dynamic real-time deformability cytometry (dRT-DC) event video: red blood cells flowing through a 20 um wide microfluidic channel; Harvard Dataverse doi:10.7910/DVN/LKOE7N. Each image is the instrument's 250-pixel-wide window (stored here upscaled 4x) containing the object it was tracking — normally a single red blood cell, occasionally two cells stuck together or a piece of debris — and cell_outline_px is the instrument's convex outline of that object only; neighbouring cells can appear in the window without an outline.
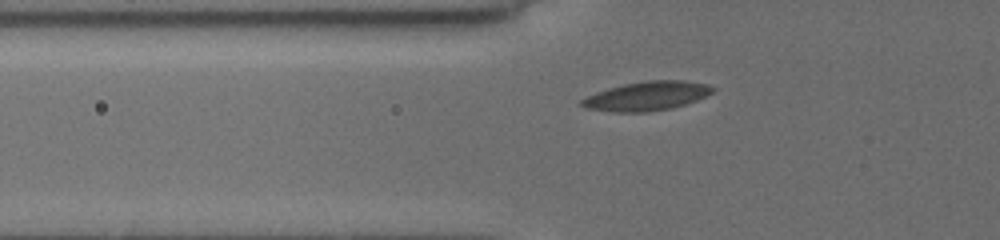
{"species": "common noctule bat (a hibernating species)", "species_latin": "Nyctalus noctula", "temperature_condition": "cold", "stored_images_in_passage": 34, "camera_frame_rate_fps": 3000, "um_per_image_px": 0.085, "animal": {"sex": "female", "body_mass_g": 19.5, "forearm_length_mm": 54.1}, "frame": {"image": 1, "passage_image": 2, "time_ms": 0.333, "image_size_px": [1000, 240], "cell_outline_px": [[716, 88], [712, 92], [696, 100], [672, 108], [648, 112], [612, 112], [584, 108], [576, 104], [580, 100], [596, 92], [608, 88], [624, 84], [648, 80], [684, 80], [708, 84]], "centroid_in_image_um": [54.93, 8.17], "position_along_channel_um": 70.9, "area_um2": 22.31}}
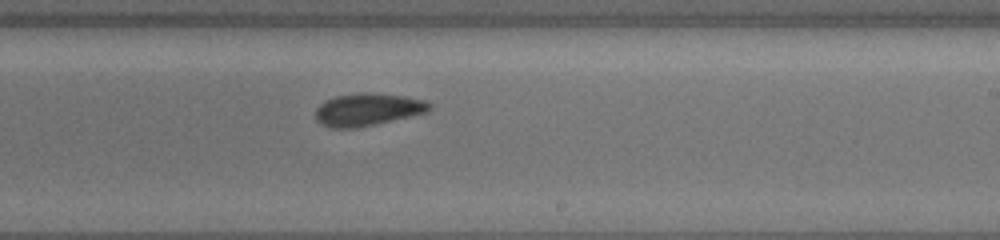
{"frame": {"image": 2, "passage_image": 17, "time_ms": 5.333, "image_size_px": [1000, 240], "cell_outline_px": [[432, 108], [428, 112], [376, 124], [356, 128], [332, 128], [316, 120], [316, 108], [324, 100], [336, 96], [356, 92], [372, 92], [404, 96], [424, 100], [432, 104]], "centroid_in_image_um": [31.27, 9.29], "position_along_channel_um": 257.7, "area_um2": 21.73}}
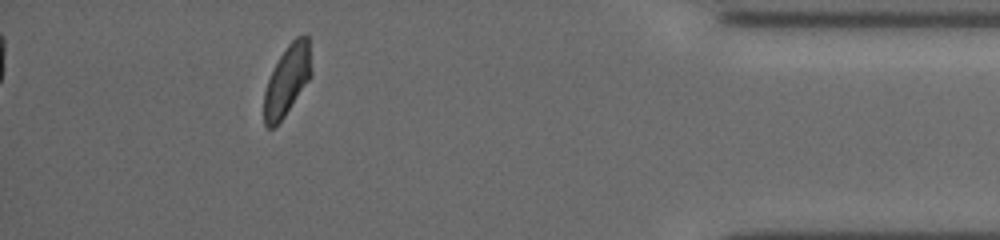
{"frame": {"image": 3, "passage_image": 32, "time_ms": 10.333, "image_size_px": [1000, 240], "cell_outline_px": [[312, 76], [284, 116], [272, 128], [268, 128], [264, 124], [264, 92], [268, 80], [280, 56], [288, 44], [296, 36], [308, 36], [312, 72]], "centroid_in_image_um": [24.42, 6.81], "position_along_channel_um": 410.8, "area_um2": 19.07}}